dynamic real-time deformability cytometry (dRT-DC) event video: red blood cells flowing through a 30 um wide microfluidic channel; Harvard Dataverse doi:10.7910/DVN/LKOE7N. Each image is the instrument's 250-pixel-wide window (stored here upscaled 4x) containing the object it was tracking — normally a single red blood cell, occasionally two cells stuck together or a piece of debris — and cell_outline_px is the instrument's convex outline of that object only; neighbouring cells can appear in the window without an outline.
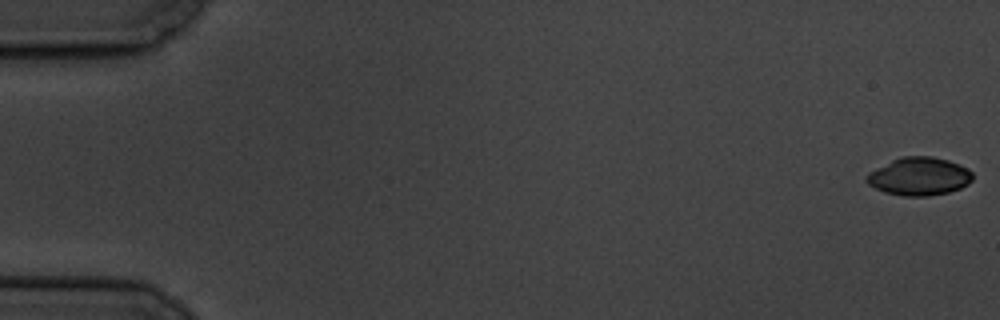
{"species": "common noctule bat (a hibernating species)", "species_latin": "Nyctalus noctula", "temperature_condition": "cold", "stored_images_in_passage": 6, "segment_of_instrument_passage": [1, 2], "camera_frame_rate_fps": 3000, "um_per_image_px": 0.085, "animal": {"sex": "male", "body_mass_g": 19.5, "forearm_length_mm": 54.6}, "frame": {"image": 1, "passage_image": 1, "time_ms": 0.0, "image_size_px": [1000, 320], "cell_outline_px": [[972, 180], [968, 184], [960, 188], [948, 192], [928, 196], [904, 196], [884, 192], [868, 184], [864, 180], [864, 176], [868, 172], [900, 156], [932, 156], [948, 160], [968, 168], [972, 172]], "centroid_in_image_um": [78.1, 14.99], "position_along_channel_um": 6.9, "area_um2": 23.64}}
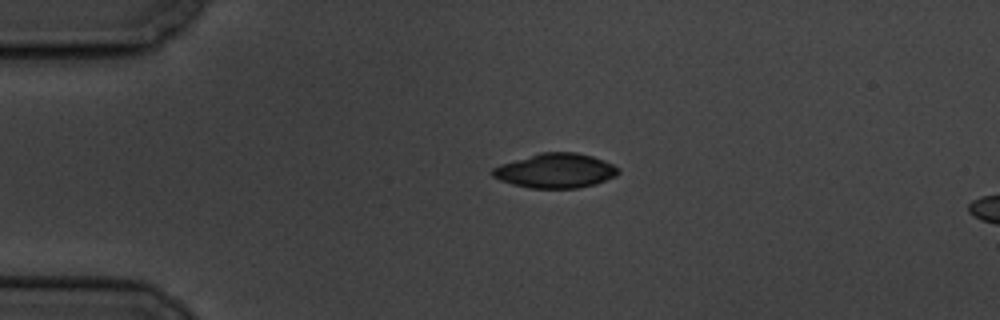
{"frame": {"image": 2, "passage_image": 4, "time_ms": 4.333, "image_size_px": [1000, 320], "cell_outline_px": [[620, 172], [616, 176], [596, 184], [576, 188], [528, 188], [512, 184], [500, 180], [492, 176], [488, 172], [492, 168], [500, 164], [540, 152], [576, 152], [592, 156], [604, 160], [620, 168]], "centroid_in_image_um": [47.2, 14.51], "position_along_channel_um": 37.8, "area_um2": 25.55}}